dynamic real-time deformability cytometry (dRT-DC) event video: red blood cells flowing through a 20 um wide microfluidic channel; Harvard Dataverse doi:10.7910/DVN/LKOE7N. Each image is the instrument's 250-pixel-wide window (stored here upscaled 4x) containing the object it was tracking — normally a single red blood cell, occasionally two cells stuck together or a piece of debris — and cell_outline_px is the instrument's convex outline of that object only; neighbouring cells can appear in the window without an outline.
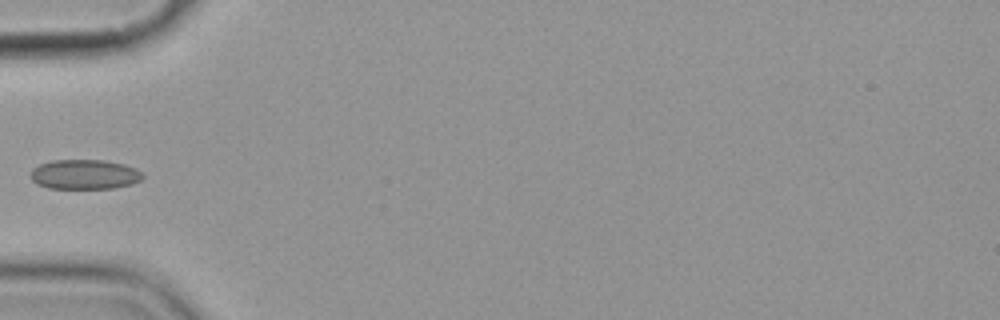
{"species": "common noctule bat (a hibernating species)", "species_latin": "Nyctalus noctula", "temperature_condition": "cold", "stored_images_in_passage": 8, "camera_frame_rate_fps": 3000, "um_per_image_px": 0.085, "animal": {"sex": "female", "body_mass_g": 19.9}, "frame": {"image": 1, "passage_image": 5, "time_ms": 5.667, "image_size_px": [1000, 320], "cell_outline_px": [[144, 176], [140, 180], [132, 184], [112, 188], [48, 188], [36, 184], [32, 180], [32, 168], [40, 164], [52, 160], [104, 160], [124, 164], [136, 168]], "centroid_in_image_um": [7.19, 14.82], "position_along_channel_um": 77.8, "area_um2": 19.36}}
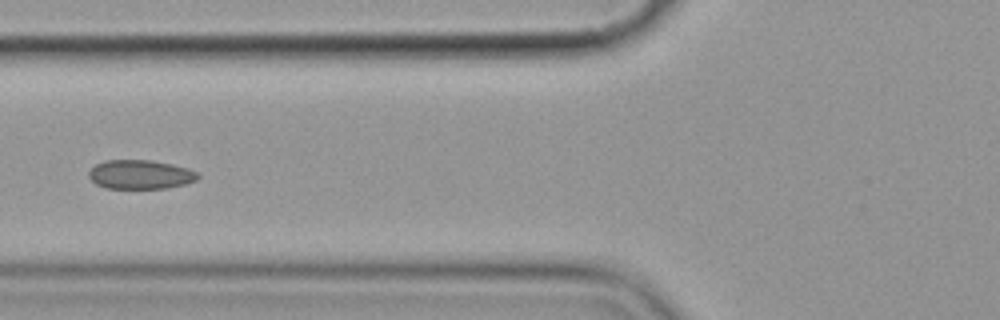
{"frame": {"image": 2, "passage_image": 6, "time_ms": 6.667, "image_size_px": [1000, 320], "cell_outline_px": [[200, 176], [196, 180], [184, 184], [168, 188], [104, 188], [96, 184], [88, 176], [88, 172], [96, 164], [104, 160], [152, 160], [172, 164], [188, 168], [196, 172]], "centroid_in_image_um": [11.92, 14.83], "position_along_channel_um": 113.9, "area_um2": 18.5}}